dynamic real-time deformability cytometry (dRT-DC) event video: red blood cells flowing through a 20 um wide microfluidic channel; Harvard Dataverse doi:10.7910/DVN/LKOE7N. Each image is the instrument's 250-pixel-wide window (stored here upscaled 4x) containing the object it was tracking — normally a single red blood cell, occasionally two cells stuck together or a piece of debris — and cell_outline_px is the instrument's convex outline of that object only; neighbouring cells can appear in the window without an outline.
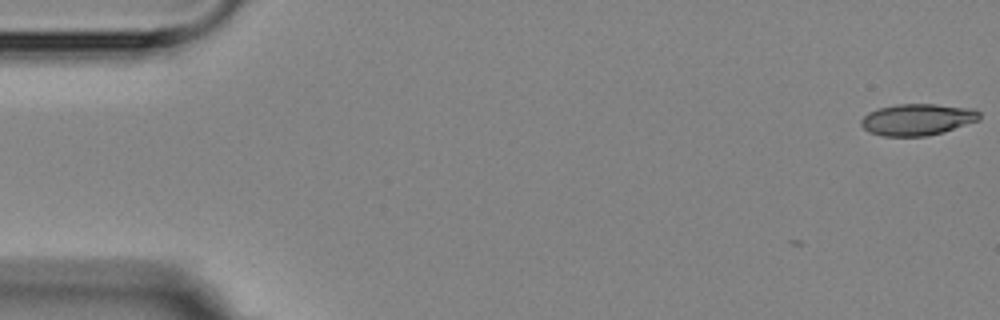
{"species": "Egyptian fruit bat (a non-hibernating species)", "species_latin": "Rousettus aegyptiacus", "temperature_condition": "room temperature", "stored_images_in_passage": 9, "camera_frame_rate_fps": 3000, "um_per_image_px": 0.085, "animal": {"sex": "female"}, "frame": {"image": 1, "passage_image": 1, "time_ms": 0.0, "image_size_px": [1000, 320], "cell_outline_px": [[980, 120], [944, 132], [928, 136], [884, 136], [868, 132], [860, 124], [860, 120], [868, 112], [876, 108], [896, 104], [936, 104], [972, 108], [980, 112]], "centroid_in_image_um": [77.97, 10.16], "position_along_channel_um": 7.0, "area_um2": 22.02}}
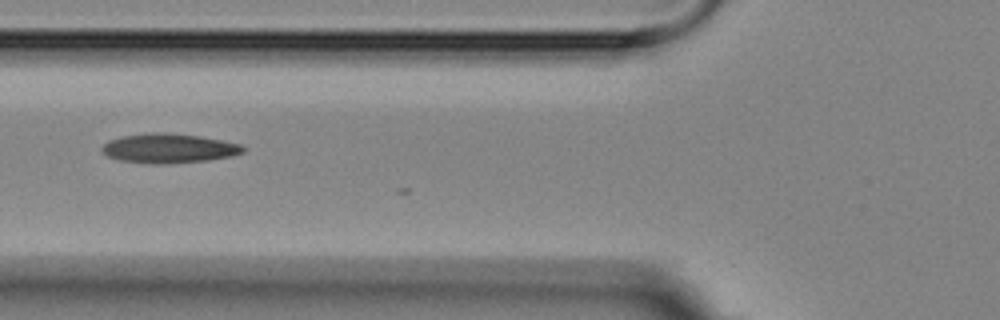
{"frame": {"image": 2, "passage_image": 7, "time_ms": 6.667, "image_size_px": [1000, 320], "cell_outline_px": [[248, 148], [244, 152], [232, 156], [208, 160], [164, 164], [152, 164], [120, 160], [108, 156], [100, 148], [108, 140], [124, 136], [148, 132], [164, 132], [200, 136], [240, 144]], "centroid_in_image_um": [14.37, 12.6], "position_along_channel_um": 111.4, "area_um2": 24.22}}
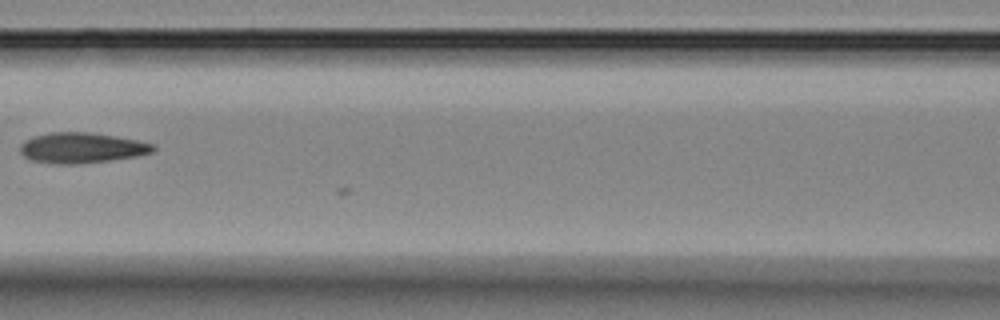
{"frame": {"image": 3, "passage_image": 8, "time_ms": 8.0, "image_size_px": [1000, 320], "cell_outline_px": [[156, 148], [152, 152], [140, 156], [112, 160], [80, 164], [52, 164], [32, 160], [24, 156], [20, 152], [20, 144], [24, 140], [32, 136], [48, 132], [88, 132], [116, 136], [156, 144]], "centroid_in_image_um": [6.94, 12.57], "position_along_channel_um": 159.7, "area_um2": 23.99}}